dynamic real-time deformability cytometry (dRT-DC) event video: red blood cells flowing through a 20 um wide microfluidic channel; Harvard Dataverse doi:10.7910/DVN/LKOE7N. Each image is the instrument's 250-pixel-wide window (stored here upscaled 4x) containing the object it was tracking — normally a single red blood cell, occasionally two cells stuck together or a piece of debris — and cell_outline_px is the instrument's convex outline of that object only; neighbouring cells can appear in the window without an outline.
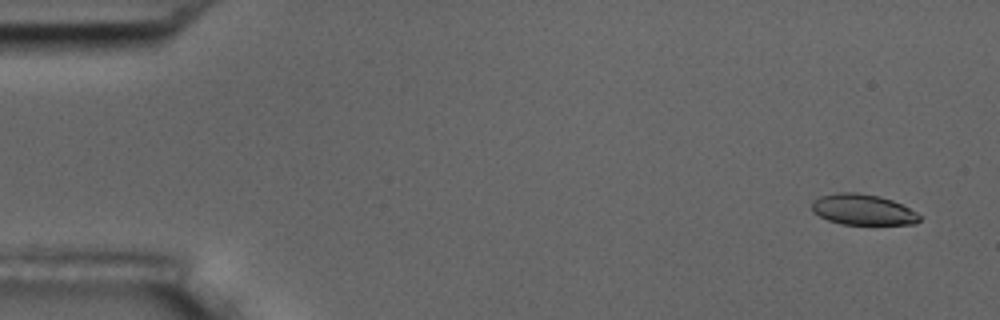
{"species": "common noctule bat (a hibernating species)", "species_latin": "Nyctalus noctula", "temperature_condition": "room temperature", "stored_images_in_passage": 4, "camera_frame_rate_fps": 3000, "um_per_image_px": 0.085, "animal": {"sex": "male", "body_mass_g": 17.5, "forearm_length_mm": 52.3}, "frame": {"image": 1, "passage_image": 1, "time_ms": 0.0, "image_size_px": [1000, 320], "cell_outline_px": [[920, 220], [916, 224], [840, 224], [828, 220], [812, 212], [812, 200], [820, 196], [836, 192], [856, 192], [880, 196], [892, 200], [916, 212], [920, 216]], "centroid_in_image_um": [73.31, 17.81], "position_along_channel_um": 11.7, "area_um2": 19.31}}